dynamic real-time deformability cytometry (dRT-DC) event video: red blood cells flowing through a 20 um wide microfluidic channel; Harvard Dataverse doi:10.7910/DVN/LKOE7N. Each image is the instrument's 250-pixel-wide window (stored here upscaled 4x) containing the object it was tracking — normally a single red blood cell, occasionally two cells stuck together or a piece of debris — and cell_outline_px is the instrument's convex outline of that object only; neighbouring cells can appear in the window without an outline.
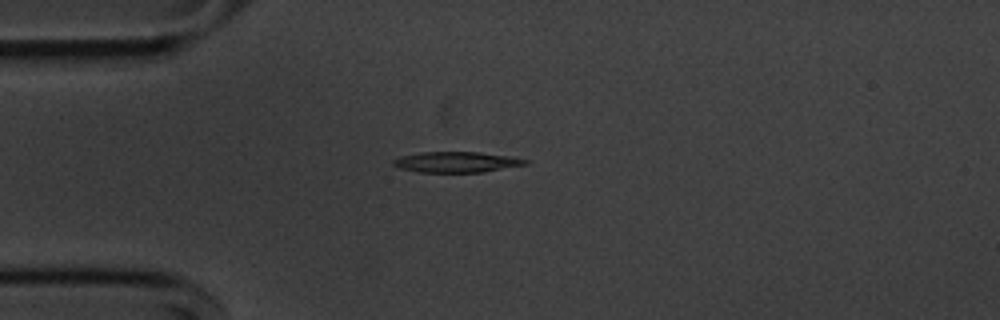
{"species": "common noctule bat (a hibernating species)", "species_latin": "Nyctalus noctula", "temperature_condition": "cold", "stored_images_in_passage": 43, "camera_frame_rate_fps": 3000, "um_per_image_px": 0.085, "animal": {"sex": "male", "body_mass_g": 20.1, "forearm_length_mm": 53.5}, "frame": {"image": 1, "passage_image": 2, "time_ms": 0.333, "image_size_px": [1000, 320], "cell_outline_px": [[528, 164], [480, 172], [420, 172], [400, 168], [392, 164], [392, 160], [400, 156], [420, 152], [480, 152], [508, 156], [528, 160]], "centroid_in_image_um": [38.76, 13.77], "position_along_channel_um": 46.2, "area_um2": 15.72}}
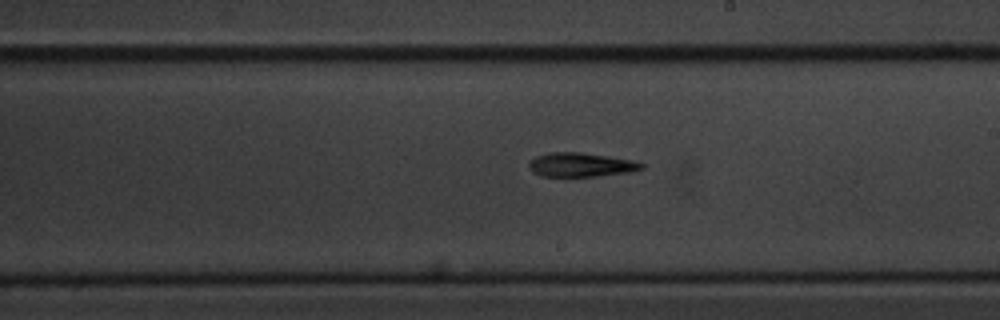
{"frame": {"image": 2, "passage_image": 19, "time_ms": 6.0, "image_size_px": [1000, 320], "cell_outline_px": [[644, 168], [628, 172], [596, 176], [540, 176], [532, 172], [528, 168], [528, 164], [536, 156], [548, 152], [580, 152], [608, 156], [632, 160], [644, 164]], "centroid_in_image_um": [49.33, 14.0], "position_along_channel_um": 239.7, "area_um2": 15.72}}
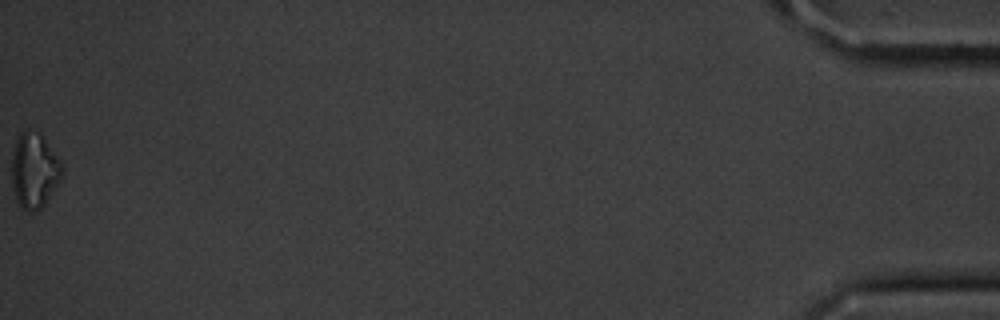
{"frame": {"image": 3, "passage_image": 43, "time_ms": 14.0, "image_size_px": [1000, 320], "cell_outline_px": [[64, 172], [60, 180], [44, 204], [40, 208], [32, 212], [28, 212], [20, 208], [16, 200], [12, 184], [12, 156], [16, 140], [28, 128], [40, 132], [64, 164]], "centroid_in_image_um": [2.94, 14.49], "position_along_channel_um": 432.3, "area_um2": 22.25}, "authors_computed_cell_mechanics": {"area_um2": 16.0106, "velocity_mm_per_s": 3.6506, "shape_relaxation_time_tau1_ms": 3.0264, "shape_relaxation_time_tau2_ms": 11.0631, "deformation_change_tau1": 0.1079, "deformation_change_tau2": 0.2746}}